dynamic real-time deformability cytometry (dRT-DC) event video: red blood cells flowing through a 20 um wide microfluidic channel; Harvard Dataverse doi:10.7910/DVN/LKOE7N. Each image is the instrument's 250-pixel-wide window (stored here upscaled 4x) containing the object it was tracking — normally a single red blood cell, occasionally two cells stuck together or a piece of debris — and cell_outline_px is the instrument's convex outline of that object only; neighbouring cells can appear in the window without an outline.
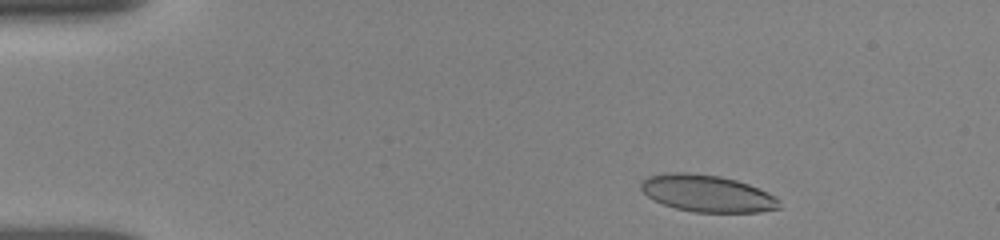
{"species": "human", "species_latin": "Homo sapiens", "temperature_condition": "room temperature", "stored_images_in_passage": 6, "camera_frame_rate_fps": 3000, "um_per_image_px": 0.085, "donor": {"sex": "female"}, "frame": {"image": 1, "passage_image": 2, "time_ms": 1.0, "image_size_px": [1000, 240], "cell_outline_px": [[780, 208], [760, 212], [692, 212], [676, 208], [664, 204], [648, 196], [640, 188], [640, 184], [648, 176], [664, 172], [688, 172], [720, 176], [736, 180], [748, 184], [768, 192], [776, 196], [780, 200]], "centroid_in_image_um": [60.13, 16.43], "position_along_channel_um": 24.9, "area_um2": 29.82}}
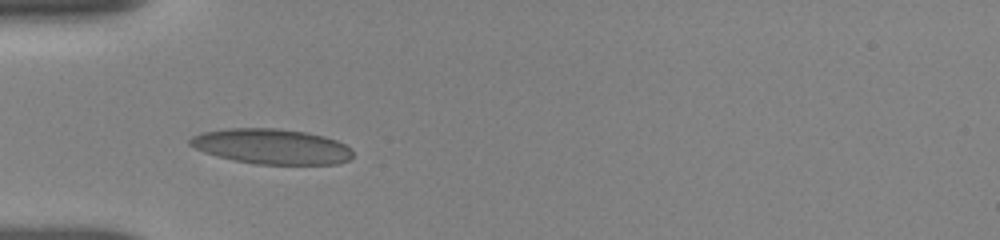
{"frame": {"image": 2, "passage_image": 5, "time_ms": 4.0, "image_size_px": [1000, 240], "cell_outline_px": [[352, 156], [348, 160], [336, 164], [256, 164], [236, 160], [204, 152], [188, 144], [188, 140], [192, 136], [200, 132], [228, 128], [276, 128], [308, 132], [324, 136], [336, 140], [352, 148]], "centroid_in_image_um": [23.09, 12.43], "position_along_channel_um": 61.9, "area_um2": 33.41}}
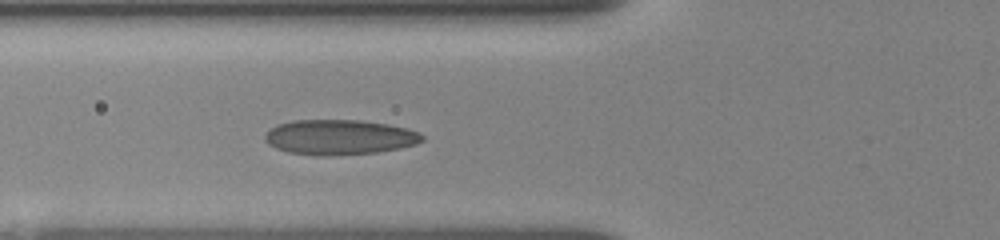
{"frame": {"image": 3, "passage_image": 6, "time_ms": 5.0, "image_size_px": [1000, 240], "cell_outline_px": [[424, 140], [416, 144], [400, 148], [376, 152], [328, 156], [316, 156], [288, 152], [276, 148], [268, 144], [264, 140], [264, 136], [276, 124], [292, 120], [360, 120], [388, 124], [420, 132], [424, 136]], "centroid_in_image_um": [28.84, 11.66], "position_along_channel_um": 97.0, "area_um2": 32.25}}